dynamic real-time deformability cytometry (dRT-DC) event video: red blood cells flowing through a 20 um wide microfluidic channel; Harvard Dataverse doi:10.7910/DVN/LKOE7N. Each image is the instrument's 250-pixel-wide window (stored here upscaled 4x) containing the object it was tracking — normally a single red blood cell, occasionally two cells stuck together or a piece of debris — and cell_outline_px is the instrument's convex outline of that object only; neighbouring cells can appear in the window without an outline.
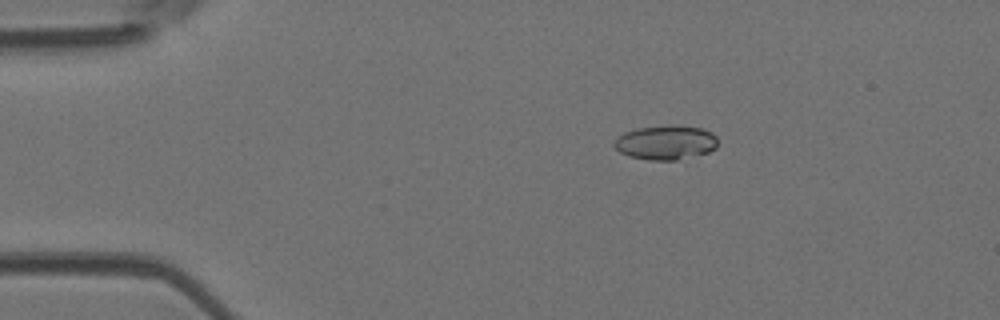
{"species": "Egyptian fruit bat (a non-hibernating species)", "species_latin": "Rousettus aegyptiacus", "temperature_condition": "room temperature", "stored_images_in_passage": 49, "camera_frame_rate_fps": 3000, "um_per_image_px": 0.085, "animal": {"sex": "female"}, "frame": {"image": 1, "passage_image": 9, "time_ms": 2.667, "image_size_px": [1000, 320], "cell_outline_px": [[716, 148], [708, 152], [676, 160], [648, 160], [628, 156], [620, 152], [612, 144], [624, 132], [640, 128], [700, 128], [712, 132], [716, 136]], "centroid_in_image_um": [56.57, 12.17], "position_along_channel_um": 28.4, "area_um2": 19.77}}
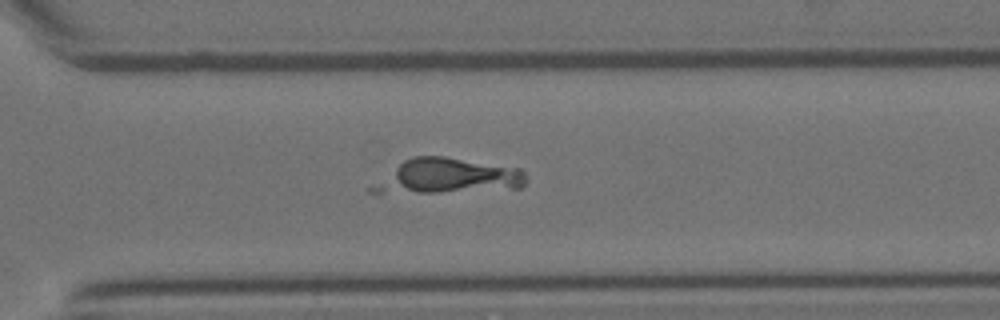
{"frame": {"image": 2, "passage_image": 35, "time_ms": 11.333, "image_size_px": [1000, 320], "cell_outline_px": [[528, 180], [520, 188], [376, 196], [368, 192], [368, 188], [404, 160], [412, 156], [444, 156], [520, 168], [524, 172]], "centroid_in_image_um": [37.93, 15.03], "position_along_channel_um": 332.7, "area_um2": 32.19}}
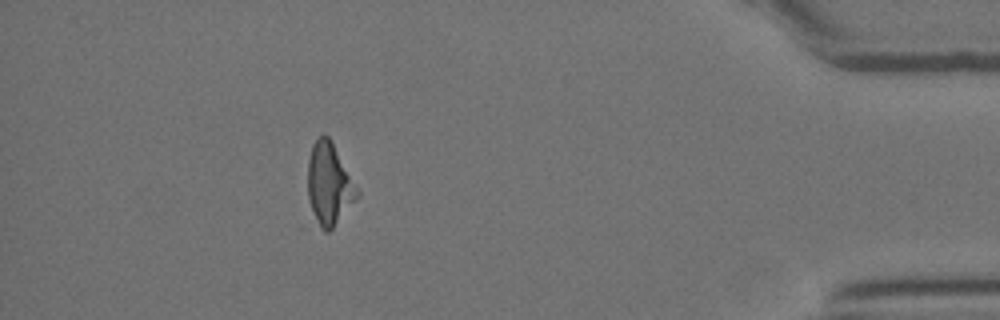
{"frame": {"image": 3, "passage_image": 44, "time_ms": 14.333, "image_size_px": [1000, 320], "cell_outline_px": [[360, 196], [332, 228], [328, 232], [324, 232], [320, 228], [312, 208], [308, 196], [308, 160], [312, 144], [324, 132], [332, 140], [360, 192]], "centroid_in_image_um": [28.0, 15.61], "position_along_channel_um": 407.2, "area_um2": 23.52}}